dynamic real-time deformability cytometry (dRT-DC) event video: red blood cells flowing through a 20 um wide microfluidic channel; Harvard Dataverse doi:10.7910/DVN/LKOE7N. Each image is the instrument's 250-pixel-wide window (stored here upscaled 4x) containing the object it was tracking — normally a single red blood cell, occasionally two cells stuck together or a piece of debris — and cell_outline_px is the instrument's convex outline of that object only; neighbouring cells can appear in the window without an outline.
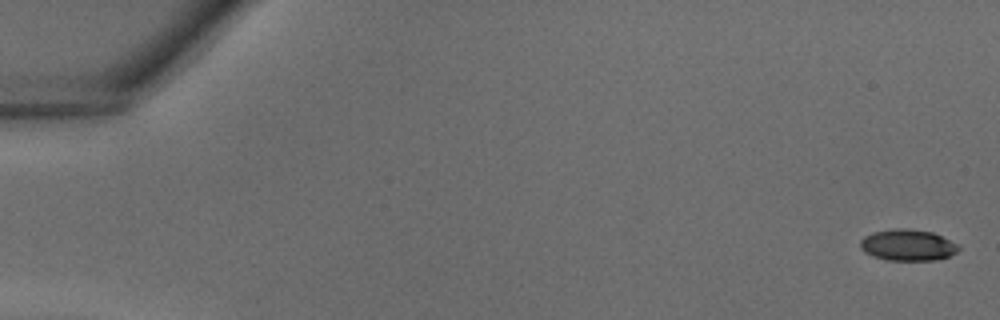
{"species": "common noctule bat (a hibernating species)", "species_latin": "Nyctalus noctula", "temperature_condition": "warm", "stored_images_in_passage": 39, "camera_frame_rate_fps": 3000, "um_per_image_px": 0.085, "animal": {"sex": "male", "body_mass_g": 18.8}, "frame": {"image": 1, "passage_image": 1, "time_ms": 0.0, "image_size_px": [1000, 320], "cell_outline_px": [[960, 248], [956, 252], [948, 256], [936, 260], [888, 260], [872, 256], [864, 252], [860, 248], [860, 240], [864, 236], [872, 232], [896, 228], [908, 228], [932, 232], [956, 244]], "centroid_in_image_um": [77.1, 20.83], "position_along_channel_um": 7.9, "area_um2": 17.86}}
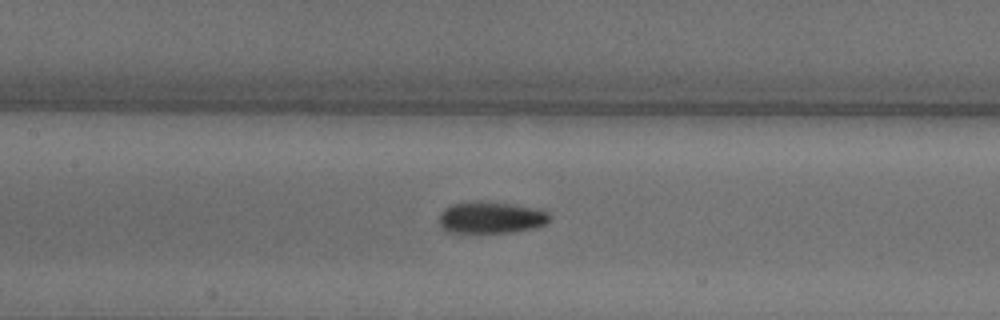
{"frame": {"image": 2, "passage_image": 19, "time_ms": 6.0, "image_size_px": [1000, 320], "cell_outline_px": [[552, 216], [544, 224], [536, 228], [508, 232], [448, 232], [440, 224], [440, 212], [444, 208], [452, 204], [472, 200], [476, 200], [512, 204], [532, 208], [548, 212]], "centroid_in_image_um": [41.71, 18.47], "position_along_channel_um": 165.7, "area_um2": 20.35}}
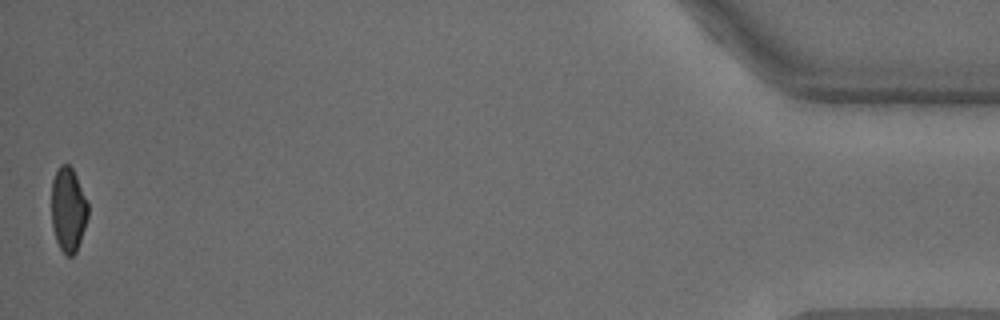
{"frame": {"image": 3, "passage_image": 39, "time_ms": 12.667, "image_size_px": [1000, 320], "cell_outline_px": [[88, 216], [76, 252], [72, 256], [68, 256], [60, 248], [56, 240], [52, 228], [52, 180], [60, 164], [68, 164], [72, 168], [76, 176], [88, 204]], "centroid_in_image_um": [5.79, 17.81], "position_along_channel_um": 429.4, "area_um2": 17.74}}